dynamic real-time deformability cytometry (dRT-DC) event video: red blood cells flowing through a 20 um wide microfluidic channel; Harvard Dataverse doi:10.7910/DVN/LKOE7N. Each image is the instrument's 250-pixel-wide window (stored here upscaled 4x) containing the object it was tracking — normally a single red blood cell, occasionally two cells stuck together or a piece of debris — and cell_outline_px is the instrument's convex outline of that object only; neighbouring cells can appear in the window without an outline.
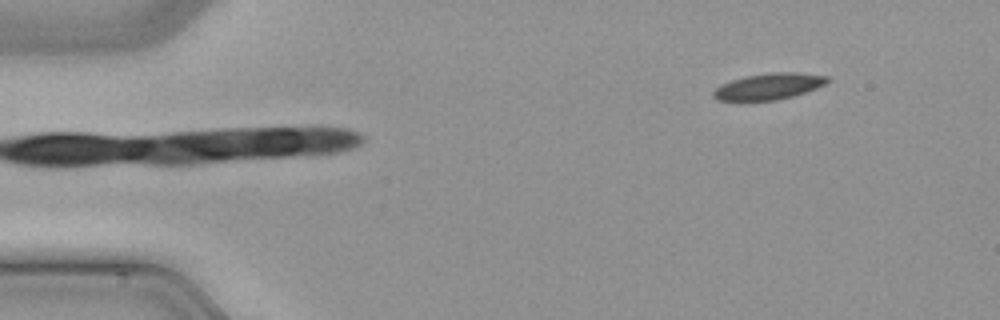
{"species": "common noctule bat (a hibernating species)", "species_latin": "Nyctalus noctula", "temperature_condition": "cold", "stored_images_in_passage": 43, "camera_frame_rate_fps": 3000, "um_per_image_px": 0.085, "animal": {"sex": "male", "body_mass_g": 21.5, "forearm_length_mm": 52.0}, "frame": {"image": 1, "passage_image": 1, "time_ms": 0.0, "image_size_px": [1000, 320], "cell_outline_px": [[828, 80], [824, 84], [816, 88], [792, 96], [776, 100], [716, 100], [712, 96], [712, 92], [720, 84], [744, 76], [772, 72], [796, 72], [828, 76]], "centroid_in_image_um": [65.3, 7.33], "position_along_channel_um": 19.7, "area_um2": 17.28}}
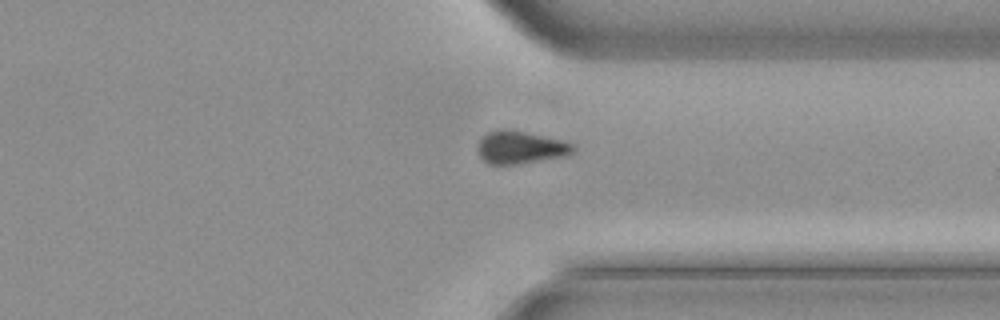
{"frame": {"image": 2, "passage_image": 32, "time_ms": 10.333, "image_size_px": [1000, 320], "cell_outline_px": [[576, 148], [568, 156], [516, 164], [488, 164], [480, 156], [476, 148], [480, 136], [496, 128], [504, 128], [524, 132], [560, 140], [572, 144]], "centroid_in_image_um": [44.17, 12.52], "position_along_channel_um": 367.2, "area_um2": 18.26}}
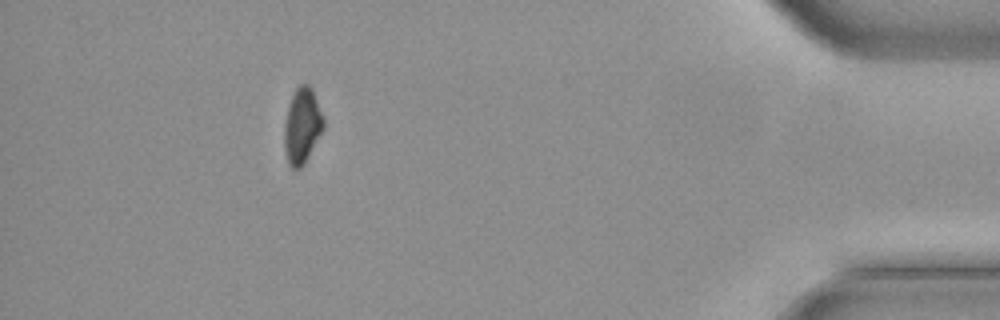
{"frame": {"image": 3, "passage_image": 39, "time_ms": 12.667, "image_size_px": [1000, 320], "cell_outline_px": [[324, 128], [304, 164], [300, 168], [292, 168], [288, 164], [284, 148], [284, 124], [288, 108], [292, 96], [296, 88], [300, 84], [308, 84], [312, 88], [324, 116]], "centroid_in_image_um": [25.69, 10.69], "position_along_channel_um": 409.5, "area_um2": 17.28}}